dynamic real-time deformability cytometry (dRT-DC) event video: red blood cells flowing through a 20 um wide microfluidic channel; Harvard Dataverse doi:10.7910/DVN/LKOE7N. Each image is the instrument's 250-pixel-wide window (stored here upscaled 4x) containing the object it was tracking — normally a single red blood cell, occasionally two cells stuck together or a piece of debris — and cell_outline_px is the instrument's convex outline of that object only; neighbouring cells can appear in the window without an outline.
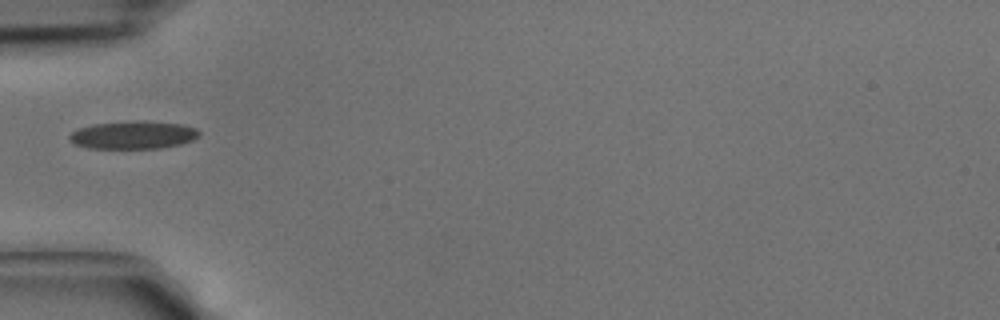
{"species": "common noctule bat (a hibernating species)", "species_latin": "Nyctalus noctula", "temperature_condition": "cold", "stored_images_in_passage": 29, "camera_frame_rate_fps": 3000, "um_per_image_px": 0.085, "animal": {"sex": "male", "body_mass_g": 15.6}, "frame": {"image": 1, "passage_image": 1, "time_ms": 0.0, "image_size_px": [1000, 320], "cell_outline_px": [[200, 136], [192, 140], [180, 144], [160, 148], [88, 148], [76, 144], [68, 140], [68, 136], [72, 132], [80, 128], [92, 124], [136, 120], [184, 124], [196, 128], [200, 132]], "centroid_in_image_um": [11.34, 11.46], "position_along_channel_um": 73.7, "area_um2": 21.15}}
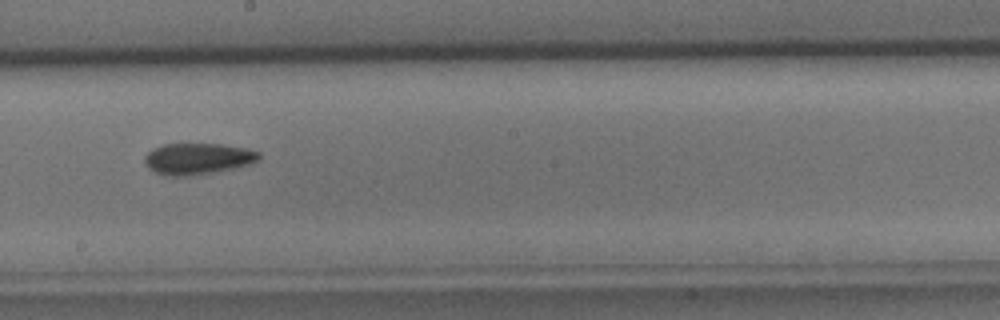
{"frame": {"image": 2, "passage_image": 11, "time_ms": 3.333, "image_size_px": [1000, 320], "cell_outline_px": [[260, 156], [256, 160], [248, 164], [232, 168], [212, 172], [188, 176], [168, 176], [156, 172], [148, 168], [144, 164], [144, 156], [152, 148], [164, 144], [220, 144], [248, 148], [260, 152]], "centroid_in_image_um": [16.76, 13.48], "position_along_channel_um": 231.4, "area_um2": 20.75}}
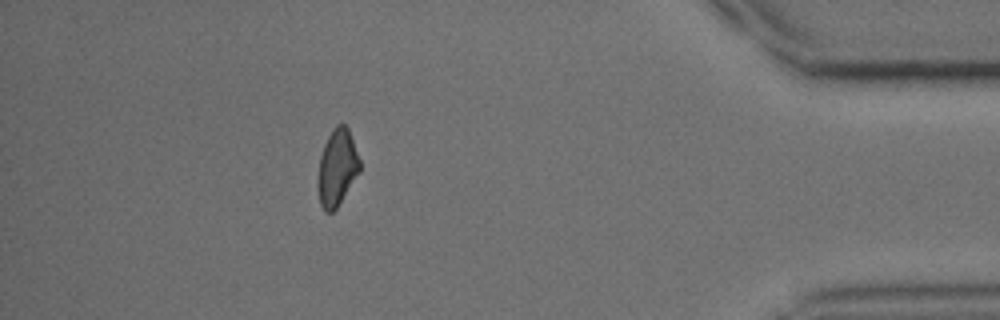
{"frame": {"image": 3, "passage_image": 25, "time_ms": 8.0, "image_size_px": [1000, 320], "cell_outline_px": [[360, 172], [336, 208], [332, 212], [324, 212], [320, 204], [316, 184], [320, 156], [324, 144], [332, 128], [336, 124], [344, 124], [348, 128], [360, 160]], "centroid_in_image_um": [28.63, 14.26], "position_along_channel_um": 406.6, "area_um2": 18.84}}